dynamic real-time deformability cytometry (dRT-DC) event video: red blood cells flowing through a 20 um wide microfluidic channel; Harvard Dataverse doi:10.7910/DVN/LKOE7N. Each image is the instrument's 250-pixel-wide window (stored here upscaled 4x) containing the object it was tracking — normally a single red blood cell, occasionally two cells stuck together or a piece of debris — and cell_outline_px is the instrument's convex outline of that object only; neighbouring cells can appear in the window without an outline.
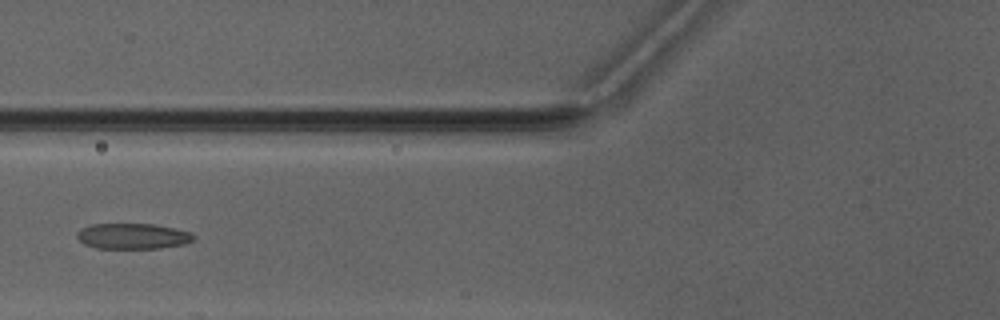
{"species": "Egyptian fruit bat (a non-hibernating species)", "species_latin": "Rousettus aegyptiacus", "temperature_condition": "warm", "stored_images_in_passage": 5, "camera_frame_rate_fps": 3000, "um_per_image_px": 0.085, "animal": {"sex": "male"}, "frame": {"image": 1, "passage_image": 5, "time_ms": 5.0, "image_size_px": [1000, 320], "cell_outline_px": [[196, 236], [192, 240], [184, 244], [160, 248], [96, 248], [84, 244], [76, 236], [76, 232], [80, 228], [92, 224], [152, 224], [172, 228], [188, 232]], "centroid_in_image_um": [11.23, 20.07], "position_along_channel_um": 114.6, "area_um2": 17.28}}